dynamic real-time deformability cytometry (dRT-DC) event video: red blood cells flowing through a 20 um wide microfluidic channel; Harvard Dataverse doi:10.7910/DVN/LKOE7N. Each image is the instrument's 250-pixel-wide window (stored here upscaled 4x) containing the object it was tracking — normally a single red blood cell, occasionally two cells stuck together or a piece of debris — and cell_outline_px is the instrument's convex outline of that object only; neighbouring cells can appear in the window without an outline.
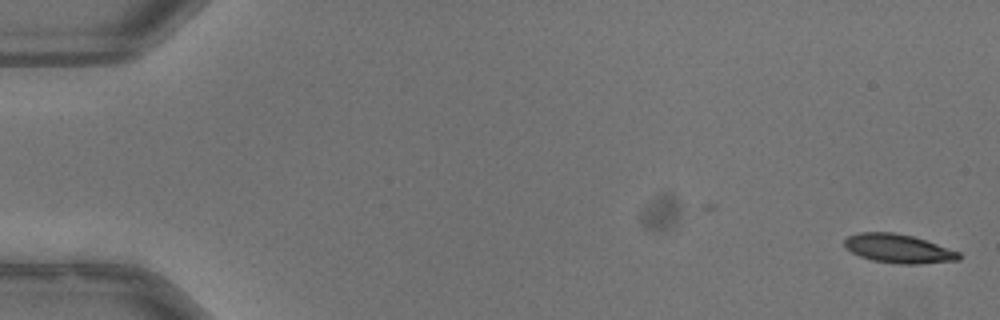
{"species": "common noctule bat (a hibernating species)", "species_latin": "Nyctalus noctula", "temperature_condition": "warm", "stored_images_in_passage": 41, "camera_frame_rate_fps": 3000, "um_per_image_px": 0.085, "animal": {"sex": "male", "body_mass_g": 13.3}, "frame": {"image": 1, "passage_image": 1, "time_ms": 0.0, "image_size_px": [1000, 320], "cell_outline_px": [[960, 260], [920, 264], [900, 264], [872, 260], [860, 256], [852, 252], [844, 244], [844, 240], [848, 236], [860, 232], [892, 232], [912, 236], [960, 252]], "centroid_in_image_um": [76.37, 21.13], "position_along_channel_um": 8.6, "area_um2": 19.02}}
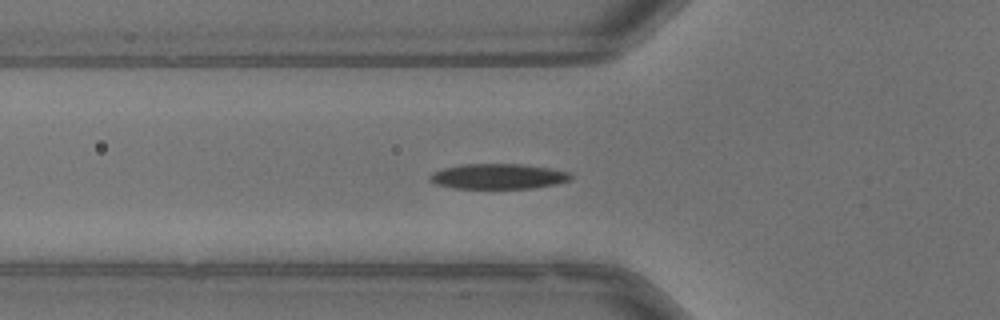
{"frame": {"image": 2, "passage_image": 19, "time_ms": 6.0, "image_size_px": [1000, 320], "cell_outline_px": [[572, 176], [568, 180], [556, 184], [532, 188], [452, 188], [436, 184], [428, 180], [428, 176], [444, 168], [464, 164], [524, 164], [548, 168], [568, 172]], "centroid_in_image_um": [42.32, 14.99], "position_along_channel_um": 83.5, "area_um2": 20.52}}
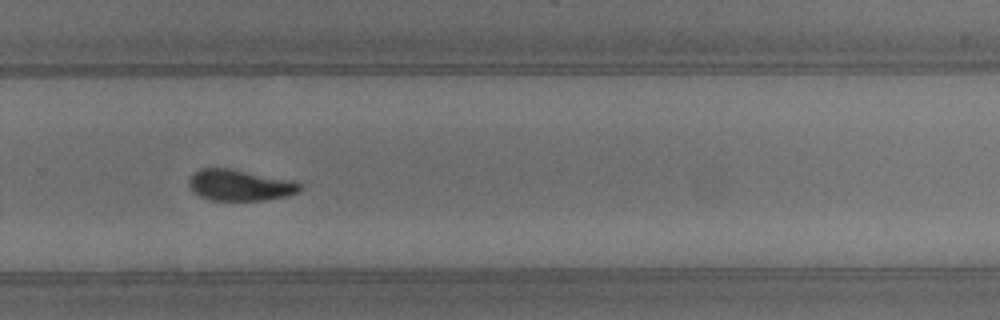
{"frame": {"image": 3, "passage_image": 36, "time_ms": 11.667, "image_size_px": [1000, 320], "cell_outline_px": [[304, 184], [300, 192], [288, 196], [264, 200], [212, 200], [200, 196], [192, 192], [188, 184], [188, 180], [200, 168], [232, 168], [296, 180]], "centroid_in_image_um": [20.47, 15.73], "position_along_channel_um": 309.3, "area_um2": 20.63}, "authors_computed_cell_mechanics": {"area_um2": 20.8658, "velocity_mm_per_s": 3.9809, "shape_relaxation_time_tau1_ms": 3.2456, "shape_relaxation_time_tau2_ms": 3.9328, "deformation_change_tau1": 0.1473, "deformation_change_tau2": 0.0806}}